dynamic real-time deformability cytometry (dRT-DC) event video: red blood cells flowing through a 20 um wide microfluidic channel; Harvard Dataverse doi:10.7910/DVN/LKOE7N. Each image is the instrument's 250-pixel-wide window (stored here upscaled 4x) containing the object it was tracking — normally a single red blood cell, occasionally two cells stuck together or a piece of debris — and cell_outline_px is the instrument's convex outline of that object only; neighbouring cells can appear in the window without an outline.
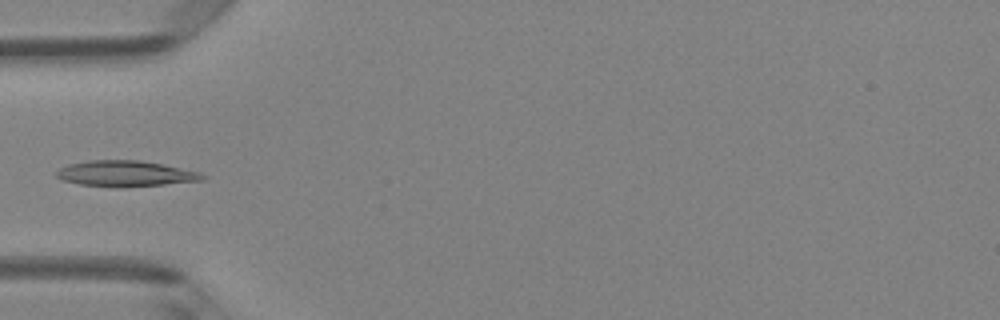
{"species": "Egyptian fruit bat (a non-hibernating species)", "species_latin": "Rousettus aegyptiacus", "temperature_condition": "room temperature", "stored_images_in_passage": 6, "camera_frame_rate_fps": 3000, "um_per_image_px": 0.085, "animal": {"sex": "female"}, "frame": {"image": 1, "passage_image": 6, "time_ms": 5.667, "image_size_px": [1000, 320], "cell_outline_px": [[208, 176], [204, 180], [164, 184], [120, 188], [116, 188], [80, 184], [64, 180], [56, 176], [56, 172], [60, 168], [68, 164], [88, 160], [140, 160], [164, 164], [200, 172]], "centroid_in_image_um": [10.69, 14.76], "position_along_channel_um": 74.3, "area_um2": 22.14}}